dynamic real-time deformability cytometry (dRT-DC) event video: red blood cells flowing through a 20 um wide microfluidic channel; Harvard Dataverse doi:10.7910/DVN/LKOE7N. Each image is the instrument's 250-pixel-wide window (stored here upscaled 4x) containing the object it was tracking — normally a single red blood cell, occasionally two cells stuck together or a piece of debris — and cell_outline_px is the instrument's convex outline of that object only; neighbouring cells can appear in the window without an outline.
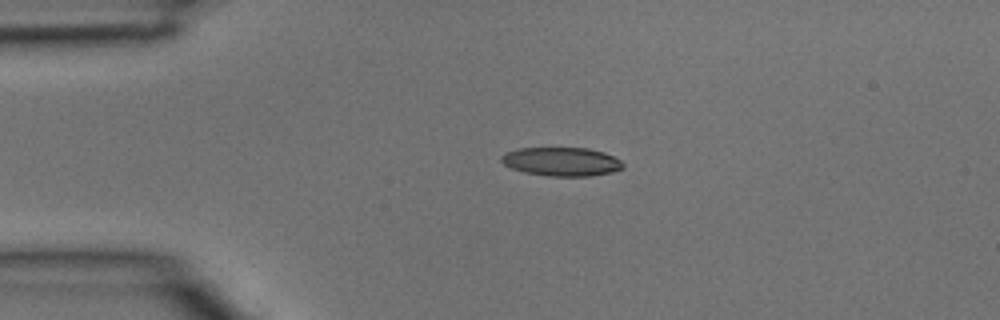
{"species": "common noctule bat (a hibernating species)", "species_latin": "Nyctalus noctula", "temperature_condition": "room temperature", "stored_images_in_passage": 39, "camera_frame_rate_fps": 3000, "um_per_image_px": 0.085, "animal": {"sex": "male", "body_mass_g": 15.6}, "frame": {"image": 1, "passage_image": 8, "time_ms": 2.333, "image_size_px": [1000, 320], "cell_outline_px": [[624, 168], [612, 172], [588, 176], [548, 176], [524, 172], [512, 168], [504, 164], [500, 160], [500, 156], [508, 152], [520, 148], [588, 148], [604, 152], [620, 160], [624, 164]], "centroid_in_image_um": [47.74, 13.74], "position_along_channel_um": 37.3, "area_um2": 20.29}}
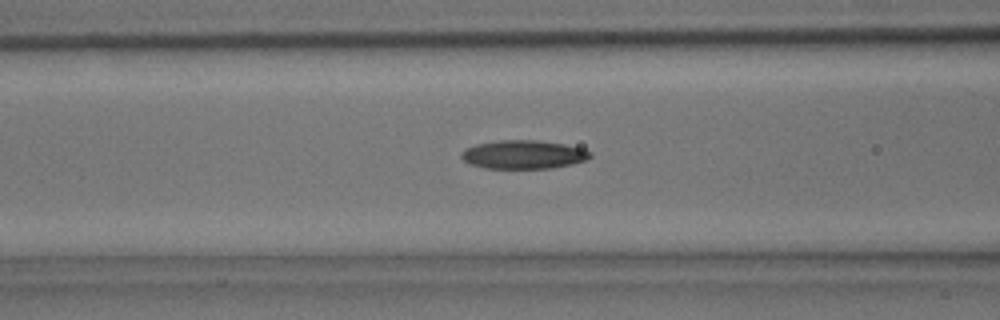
{"frame": {"image": 2, "passage_image": 15, "time_ms": 4.667, "image_size_px": [1000, 320], "cell_outline_px": [[592, 156], [584, 160], [572, 164], [552, 168], [484, 168], [468, 164], [460, 156], [460, 152], [476, 144], [500, 140], [536, 140], [564, 144], [584, 148], [592, 152]], "centroid_in_image_um": [44.5, 13.13], "position_along_channel_um": 122.1, "area_um2": 21.5}}
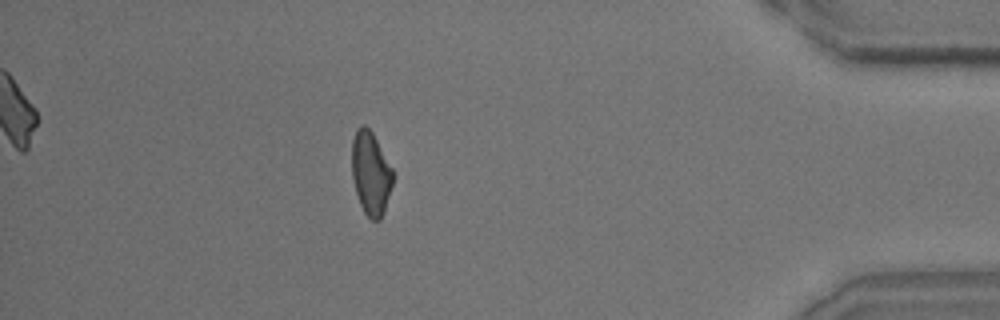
{"frame": {"image": 3, "passage_image": 35, "time_ms": 11.333, "image_size_px": [1000, 320], "cell_outline_px": [[396, 172], [384, 212], [380, 220], [372, 220], [364, 212], [360, 204], [356, 192], [352, 176], [352, 140], [356, 128], [360, 124], [364, 124], [372, 132]], "centroid_in_image_um": [31.54, 14.69], "position_along_channel_um": 403.7, "area_um2": 20.29}}